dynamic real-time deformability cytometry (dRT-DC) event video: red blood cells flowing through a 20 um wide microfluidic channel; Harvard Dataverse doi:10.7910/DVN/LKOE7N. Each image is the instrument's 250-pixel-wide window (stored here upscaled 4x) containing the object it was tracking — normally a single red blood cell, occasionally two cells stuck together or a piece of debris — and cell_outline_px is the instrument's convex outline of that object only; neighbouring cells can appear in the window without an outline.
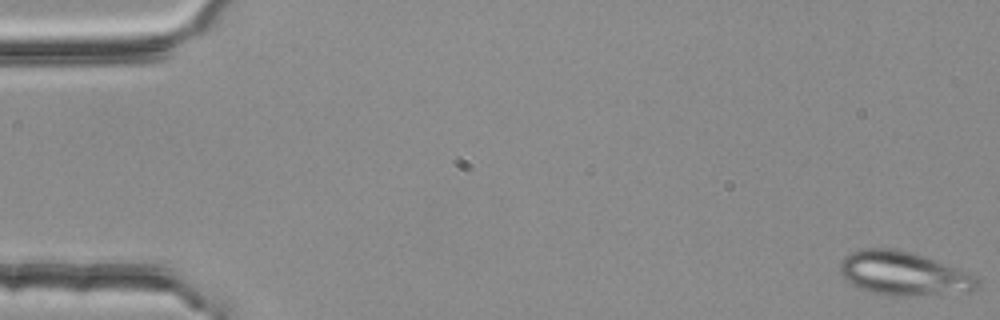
{"species": "common noctule bat (a hibernating species)", "species_latin": "Nyctalus noctula", "temperature_condition": "room temperature", "stored_images_in_passage": 6, "camera_frame_rate_fps": 3000, "um_per_image_px": 0.085, "animal": {"sex": "female", "body_mass_g": 25.1}, "frame": {"image": 1, "passage_image": 1, "time_ms": 0.0, "image_size_px": [1000, 320], "cell_outline_px": [[980, 288], [972, 292], [904, 296], [888, 296], [872, 292], [860, 288], [844, 280], [840, 272], [840, 264], [844, 256], [860, 248], [896, 248], [912, 252], [924, 256], [976, 276], [980, 280]], "centroid_in_image_um": [76.81, 23.26], "position_along_channel_um": 8.2, "area_um2": 35.32}}
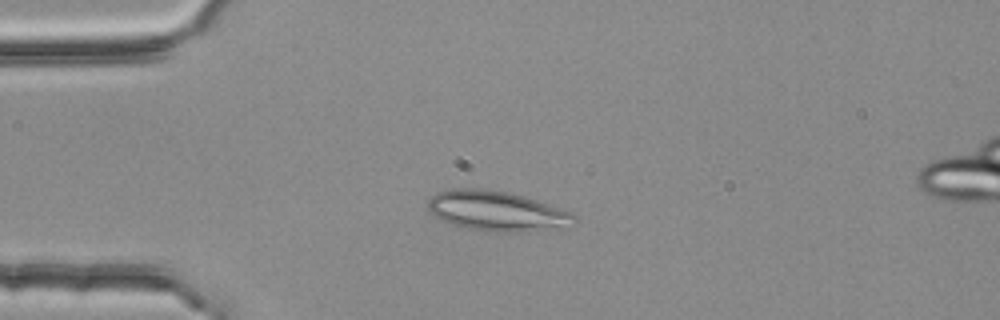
{"frame": {"image": 2, "passage_image": 4, "time_ms": 1.0, "image_size_px": [1000, 320], "cell_outline_px": [[576, 224], [524, 232], [492, 232], [468, 228], [452, 224], [440, 220], [428, 208], [428, 200], [436, 192], [452, 188], [484, 188], [508, 192], [524, 196], [572, 212], [576, 216]], "centroid_in_image_um": [42.21, 17.93], "position_along_channel_um": 42.8, "area_um2": 34.04}}